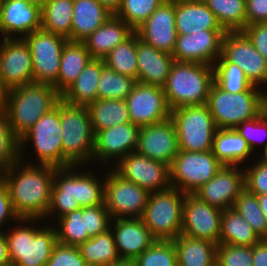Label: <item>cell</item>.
Listing matches in <instances>:
<instances>
[{
	"label": "cell",
	"mask_w": 267,
	"mask_h": 266,
	"mask_svg": "<svg viewBox=\"0 0 267 266\" xmlns=\"http://www.w3.org/2000/svg\"><path fill=\"white\" fill-rule=\"evenodd\" d=\"M56 169L19 160L0 177L9 191L13 210L20 219L46 218Z\"/></svg>",
	"instance_id": "1"
},
{
	"label": "cell",
	"mask_w": 267,
	"mask_h": 266,
	"mask_svg": "<svg viewBox=\"0 0 267 266\" xmlns=\"http://www.w3.org/2000/svg\"><path fill=\"white\" fill-rule=\"evenodd\" d=\"M81 167L70 166L55 170L46 222L51 217L56 223L58 218L79 208L104 204L105 177L99 179L100 176L93 170L82 171Z\"/></svg>",
	"instance_id": "2"
},
{
	"label": "cell",
	"mask_w": 267,
	"mask_h": 266,
	"mask_svg": "<svg viewBox=\"0 0 267 266\" xmlns=\"http://www.w3.org/2000/svg\"><path fill=\"white\" fill-rule=\"evenodd\" d=\"M61 100L51 84L29 83L6 92L0 108L7 114L13 133L20 138Z\"/></svg>",
	"instance_id": "3"
},
{
	"label": "cell",
	"mask_w": 267,
	"mask_h": 266,
	"mask_svg": "<svg viewBox=\"0 0 267 266\" xmlns=\"http://www.w3.org/2000/svg\"><path fill=\"white\" fill-rule=\"evenodd\" d=\"M213 82V66L174 61L163 87L170 110L206 104Z\"/></svg>",
	"instance_id": "4"
},
{
	"label": "cell",
	"mask_w": 267,
	"mask_h": 266,
	"mask_svg": "<svg viewBox=\"0 0 267 266\" xmlns=\"http://www.w3.org/2000/svg\"><path fill=\"white\" fill-rule=\"evenodd\" d=\"M34 222L41 223L40 219H20V226L5 231L11 266H45L51 257L57 244L56 229L47 224L37 227Z\"/></svg>",
	"instance_id": "5"
},
{
	"label": "cell",
	"mask_w": 267,
	"mask_h": 266,
	"mask_svg": "<svg viewBox=\"0 0 267 266\" xmlns=\"http://www.w3.org/2000/svg\"><path fill=\"white\" fill-rule=\"evenodd\" d=\"M64 167L93 163L94 132L87 106L59 101ZM88 166H86V165Z\"/></svg>",
	"instance_id": "6"
},
{
	"label": "cell",
	"mask_w": 267,
	"mask_h": 266,
	"mask_svg": "<svg viewBox=\"0 0 267 266\" xmlns=\"http://www.w3.org/2000/svg\"><path fill=\"white\" fill-rule=\"evenodd\" d=\"M260 89V90H259ZM256 86L240 93H230L213 82L206 105L218 129H235L264 110V89Z\"/></svg>",
	"instance_id": "7"
},
{
	"label": "cell",
	"mask_w": 267,
	"mask_h": 266,
	"mask_svg": "<svg viewBox=\"0 0 267 266\" xmlns=\"http://www.w3.org/2000/svg\"><path fill=\"white\" fill-rule=\"evenodd\" d=\"M185 196L174 187L150 193L141 219L157 240H173L181 234Z\"/></svg>",
	"instance_id": "8"
},
{
	"label": "cell",
	"mask_w": 267,
	"mask_h": 266,
	"mask_svg": "<svg viewBox=\"0 0 267 266\" xmlns=\"http://www.w3.org/2000/svg\"><path fill=\"white\" fill-rule=\"evenodd\" d=\"M177 131L179 150L206 152L213 149L217 127L206 104L171 110Z\"/></svg>",
	"instance_id": "9"
},
{
	"label": "cell",
	"mask_w": 267,
	"mask_h": 266,
	"mask_svg": "<svg viewBox=\"0 0 267 266\" xmlns=\"http://www.w3.org/2000/svg\"><path fill=\"white\" fill-rule=\"evenodd\" d=\"M222 165L212 150L206 152L179 150L169 166L171 187L192 194L211 180Z\"/></svg>",
	"instance_id": "10"
},
{
	"label": "cell",
	"mask_w": 267,
	"mask_h": 266,
	"mask_svg": "<svg viewBox=\"0 0 267 266\" xmlns=\"http://www.w3.org/2000/svg\"><path fill=\"white\" fill-rule=\"evenodd\" d=\"M104 185V205L111 219L141 218L150 192L124 179L112 167L106 171Z\"/></svg>",
	"instance_id": "11"
},
{
	"label": "cell",
	"mask_w": 267,
	"mask_h": 266,
	"mask_svg": "<svg viewBox=\"0 0 267 266\" xmlns=\"http://www.w3.org/2000/svg\"><path fill=\"white\" fill-rule=\"evenodd\" d=\"M32 56L33 82L54 85L60 70V59L67 38L38 29L23 38Z\"/></svg>",
	"instance_id": "12"
},
{
	"label": "cell",
	"mask_w": 267,
	"mask_h": 266,
	"mask_svg": "<svg viewBox=\"0 0 267 266\" xmlns=\"http://www.w3.org/2000/svg\"><path fill=\"white\" fill-rule=\"evenodd\" d=\"M221 55L241 68L253 86L267 88V61L242 31L225 32Z\"/></svg>",
	"instance_id": "13"
},
{
	"label": "cell",
	"mask_w": 267,
	"mask_h": 266,
	"mask_svg": "<svg viewBox=\"0 0 267 266\" xmlns=\"http://www.w3.org/2000/svg\"><path fill=\"white\" fill-rule=\"evenodd\" d=\"M113 165V169L120 176L150 193L171 187L169 166L163 162L133 152Z\"/></svg>",
	"instance_id": "14"
},
{
	"label": "cell",
	"mask_w": 267,
	"mask_h": 266,
	"mask_svg": "<svg viewBox=\"0 0 267 266\" xmlns=\"http://www.w3.org/2000/svg\"><path fill=\"white\" fill-rule=\"evenodd\" d=\"M130 121L139 128L170 118L163 88L137 82L125 99Z\"/></svg>",
	"instance_id": "15"
},
{
	"label": "cell",
	"mask_w": 267,
	"mask_h": 266,
	"mask_svg": "<svg viewBox=\"0 0 267 266\" xmlns=\"http://www.w3.org/2000/svg\"><path fill=\"white\" fill-rule=\"evenodd\" d=\"M222 165L217 174L192 193L199 200L222 210L233 208L245 189V166ZM240 168V169H239Z\"/></svg>",
	"instance_id": "16"
},
{
	"label": "cell",
	"mask_w": 267,
	"mask_h": 266,
	"mask_svg": "<svg viewBox=\"0 0 267 266\" xmlns=\"http://www.w3.org/2000/svg\"><path fill=\"white\" fill-rule=\"evenodd\" d=\"M222 213L221 208L209 205L193 194H186L181 234L219 244Z\"/></svg>",
	"instance_id": "17"
},
{
	"label": "cell",
	"mask_w": 267,
	"mask_h": 266,
	"mask_svg": "<svg viewBox=\"0 0 267 266\" xmlns=\"http://www.w3.org/2000/svg\"><path fill=\"white\" fill-rule=\"evenodd\" d=\"M0 75L4 88L20 87L33 82L30 49L24 39L0 38Z\"/></svg>",
	"instance_id": "18"
},
{
	"label": "cell",
	"mask_w": 267,
	"mask_h": 266,
	"mask_svg": "<svg viewBox=\"0 0 267 266\" xmlns=\"http://www.w3.org/2000/svg\"><path fill=\"white\" fill-rule=\"evenodd\" d=\"M139 131L140 128L132 122L98 131L94 136L93 162L112 165L111 160L116 164L125 155L135 152Z\"/></svg>",
	"instance_id": "19"
},
{
	"label": "cell",
	"mask_w": 267,
	"mask_h": 266,
	"mask_svg": "<svg viewBox=\"0 0 267 266\" xmlns=\"http://www.w3.org/2000/svg\"><path fill=\"white\" fill-rule=\"evenodd\" d=\"M135 152L170 166L179 153L177 131L172 119L141 127Z\"/></svg>",
	"instance_id": "20"
},
{
	"label": "cell",
	"mask_w": 267,
	"mask_h": 266,
	"mask_svg": "<svg viewBox=\"0 0 267 266\" xmlns=\"http://www.w3.org/2000/svg\"><path fill=\"white\" fill-rule=\"evenodd\" d=\"M225 30H201L188 35H177L172 56L177 62L211 65L221 55Z\"/></svg>",
	"instance_id": "21"
},
{
	"label": "cell",
	"mask_w": 267,
	"mask_h": 266,
	"mask_svg": "<svg viewBox=\"0 0 267 266\" xmlns=\"http://www.w3.org/2000/svg\"><path fill=\"white\" fill-rule=\"evenodd\" d=\"M134 32L144 43L172 54L177 40L175 2L165 0Z\"/></svg>",
	"instance_id": "22"
},
{
	"label": "cell",
	"mask_w": 267,
	"mask_h": 266,
	"mask_svg": "<svg viewBox=\"0 0 267 266\" xmlns=\"http://www.w3.org/2000/svg\"><path fill=\"white\" fill-rule=\"evenodd\" d=\"M38 29H41V8L38 5L26 0L0 1L1 38L23 39Z\"/></svg>",
	"instance_id": "23"
},
{
	"label": "cell",
	"mask_w": 267,
	"mask_h": 266,
	"mask_svg": "<svg viewBox=\"0 0 267 266\" xmlns=\"http://www.w3.org/2000/svg\"><path fill=\"white\" fill-rule=\"evenodd\" d=\"M110 230L122 258L136 259L157 240L141 218L112 219Z\"/></svg>",
	"instance_id": "24"
},
{
	"label": "cell",
	"mask_w": 267,
	"mask_h": 266,
	"mask_svg": "<svg viewBox=\"0 0 267 266\" xmlns=\"http://www.w3.org/2000/svg\"><path fill=\"white\" fill-rule=\"evenodd\" d=\"M136 56L138 63L137 82L163 88L175 61L172 54L144 43L137 35Z\"/></svg>",
	"instance_id": "25"
},
{
	"label": "cell",
	"mask_w": 267,
	"mask_h": 266,
	"mask_svg": "<svg viewBox=\"0 0 267 266\" xmlns=\"http://www.w3.org/2000/svg\"><path fill=\"white\" fill-rule=\"evenodd\" d=\"M134 30L122 19L112 15L82 42L92 59H104L118 44L128 39Z\"/></svg>",
	"instance_id": "26"
},
{
	"label": "cell",
	"mask_w": 267,
	"mask_h": 266,
	"mask_svg": "<svg viewBox=\"0 0 267 266\" xmlns=\"http://www.w3.org/2000/svg\"><path fill=\"white\" fill-rule=\"evenodd\" d=\"M175 26L177 35L201 30H224L204 1L175 2Z\"/></svg>",
	"instance_id": "27"
},
{
	"label": "cell",
	"mask_w": 267,
	"mask_h": 266,
	"mask_svg": "<svg viewBox=\"0 0 267 266\" xmlns=\"http://www.w3.org/2000/svg\"><path fill=\"white\" fill-rule=\"evenodd\" d=\"M112 15L98 0H73L71 41L82 42Z\"/></svg>",
	"instance_id": "28"
},
{
	"label": "cell",
	"mask_w": 267,
	"mask_h": 266,
	"mask_svg": "<svg viewBox=\"0 0 267 266\" xmlns=\"http://www.w3.org/2000/svg\"><path fill=\"white\" fill-rule=\"evenodd\" d=\"M104 66V60L91 59L77 79L61 95V99L69 104L80 106H88L95 102L99 78Z\"/></svg>",
	"instance_id": "29"
},
{
	"label": "cell",
	"mask_w": 267,
	"mask_h": 266,
	"mask_svg": "<svg viewBox=\"0 0 267 266\" xmlns=\"http://www.w3.org/2000/svg\"><path fill=\"white\" fill-rule=\"evenodd\" d=\"M180 266H216L217 244L179 234L172 240Z\"/></svg>",
	"instance_id": "30"
},
{
	"label": "cell",
	"mask_w": 267,
	"mask_h": 266,
	"mask_svg": "<svg viewBox=\"0 0 267 266\" xmlns=\"http://www.w3.org/2000/svg\"><path fill=\"white\" fill-rule=\"evenodd\" d=\"M213 154L223 165H241L255 153L246 140L233 128L217 129L214 135Z\"/></svg>",
	"instance_id": "31"
},
{
	"label": "cell",
	"mask_w": 267,
	"mask_h": 266,
	"mask_svg": "<svg viewBox=\"0 0 267 266\" xmlns=\"http://www.w3.org/2000/svg\"><path fill=\"white\" fill-rule=\"evenodd\" d=\"M92 59L83 42L68 41L62 51L57 82L53 85L62 95Z\"/></svg>",
	"instance_id": "32"
},
{
	"label": "cell",
	"mask_w": 267,
	"mask_h": 266,
	"mask_svg": "<svg viewBox=\"0 0 267 266\" xmlns=\"http://www.w3.org/2000/svg\"><path fill=\"white\" fill-rule=\"evenodd\" d=\"M29 143L31 145L29 147L33 145L39 165H49L56 168L64 167L61 135H22L19 138V155L23 162L25 161L24 151Z\"/></svg>",
	"instance_id": "33"
},
{
	"label": "cell",
	"mask_w": 267,
	"mask_h": 266,
	"mask_svg": "<svg viewBox=\"0 0 267 266\" xmlns=\"http://www.w3.org/2000/svg\"><path fill=\"white\" fill-rule=\"evenodd\" d=\"M87 108L94 135L103 129L131 122L125 100L97 99Z\"/></svg>",
	"instance_id": "34"
},
{
	"label": "cell",
	"mask_w": 267,
	"mask_h": 266,
	"mask_svg": "<svg viewBox=\"0 0 267 266\" xmlns=\"http://www.w3.org/2000/svg\"><path fill=\"white\" fill-rule=\"evenodd\" d=\"M260 240L251 225L235 209L223 210L219 243L233 246H253Z\"/></svg>",
	"instance_id": "35"
},
{
	"label": "cell",
	"mask_w": 267,
	"mask_h": 266,
	"mask_svg": "<svg viewBox=\"0 0 267 266\" xmlns=\"http://www.w3.org/2000/svg\"><path fill=\"white\" fill-rule=\"evenodd\" d=\"M73 0H48L41 8V28L71 41Z\"/></svg>",
	"instance_id": "36"
},
{
	"label": "cell",
	"mask_w": 267,
	"mask_h": 266,
	"mask_svg": "<svg viewBox=\"0 0 267 266\" xmlns=\"http://www.w3.org/2000/svg\"><path fill=\"white\" fill-rule=\"evenodd\" d=\"M79 249L87 266H105L119 258L110 229L91 237Z\"/></svg>",
	"instance_id": "37"
},
{
	"label": "cell",
	"mask_w": 267,
	"mask_h": 266,
	"mask_svg": "<svg viewBox=\"0 0 267 266\" xmlns=\"http://www.w3.org/2000/svg\"><path fill=\"white\" fill-rule=\"evenodd\" d=\"M225 31H242L246 26V0H205Z\"/></svg>",
	"instance_id": "38"
},
{
	"label": "cell",
	"mask_w": 267,
	"mask_h": 266,
	"mask_svg": "<svg viewBox=\"0 0 267 266\" xmlns=\"http://www.w3.org/2000/svg\"><path fill=\"white\" fill-rule=\"evenodd\" d=\"M137 34L134 32L123 43L118 44L103 59L105 65L119 74L127 75L137 80Z\"/></svg>",
	"instance_id": "39"
},
{
	"label": "cell",
	"mask_w": 267,
	"mask_h": 266,
	"mask_svg": "<svg viewBox=\"0 0 267 266\" xmlns=\"http://www.w3.org/2000/svg\"><path fill=\"white\" fill-rule=\"evenodd\" d=\"M57 221V243L79 247L91 238L86 230L85 207L69 212Z\"/></svg>",
	"instance_id": "40"
},
{
	"label": "cell",
	"mask_w": 267,
	"mask_h": 266,
	"mask_svg": "<svg viewBox=\"0 0 267 266\" xmlns=\"http://www.w3.org/2000/svg\"><path fill=\"white\" fill-rule=\"evenodd\" d=\"M214 82L230 93H240L249 90L253 85L236 64L228 62L222 55L213 64Z\"/></svg>",
	"instance_id": "41"
},
{
	"label": "cell",
	"mask_w": 267,
	"mask_h": 266,
	"mask_svg": "<svg viewBox=\"0 0 267 266\" xmlns=\"http://www.w3.org/2000/svg\"><path fill=\"white\" fill-rule=\"evenodd\" d=\"M99 79L97 99L125 100L137 83L136 79L119 74L106 65L101 70Z\"/></svg>",
	"instance_id": "42"
},
{
	"label": "cell",
	"mask_w": 267,
	"mask_h": 266,
	"mask_svg": "<svg viewBox=\"0 0 267 266\" xmlns=\"http://www.w3.org/2000/svg\"><path fill=\"white\" fill-rule=\"evenodd\" d=\"M233 209L242 215L260 239H267V224L256 194L245 188L237 197Z\"/></svg>",
	"instance_id": "43"
},
{
	"label": "cell",
	"mask_w": 267,
	"mask_h": 266,
	"mask_svg": "<svg viewBox=\"0 0 267 266\" xmlns=\"http://www.w3.org/2000/svg\"><path fill=\"white\" fill-rule=\"evenodd\" d=\"M19 160V138L13 133L7 114L0 108V177Z\"/></svg>",
	"instance_id": "44"
},
{
	"label": "cell",
	"mask_w": 267,
	"mask_h": 266,
	"mask_svg": "<svg viewBox=\"0 0 267 266\" xmlns=\"http://www.w3.org/2000/svg\"><path fill=\"white\" fill-rule=\"evenodd\" d=\"M165 0H122L119 11L115 14L133 30L145 22Z\"/></svg>",
	"instance_id": "45"
},
{
	"label": "cell",
	"mask_w": 267,
	"mask_h": 266,
	"mask_svg": "<svg viewBox=\"0 0 267 266\" xmlns=\"http://www.w3.org/2000/svg\"><path fill=\"white\" fill-rule=\"evenodd\" d=\"M135 260L138 266H176L174 243L172 240H156Z\"/></svg>",
	"instance_id": "46"
},
{
	"label": "cell",
	"mask_w": 267,
	"mask_h": 266,
	"mask_svg": "<svg viewBox=\"0 0 267 266\" xmlns=\"http://www.w3.org/2000/svg\"><path fill=\"white\" fill-rule=\"evenodd\" d=\"M236 131L246 140L251 151L254 153L258 145H267V112L264 109L255 118L242 122L236 128ZM263 136V137H262ZM260 143V144H259Z\"/></svg>",
	"instance_id": "47"
},
{
	"label": "cell",
	"mask_w": 267,
	"mask_h": 266,
	"mask_svg": "<svg viewBox=\"0 0 267 266\" xmlns=\"http://www.w3.org/2000/svg\"><path fill=\"white\" fill-rule=\"evenodd\" d=\"M252 246L217 244V266H252Z\"/></svg>",
	"instance_id": "48"
},
{
	"label": "cell",
	"mask_w": 267,
	"mask_h": 266,
	"mask_svg": "<svg viewBox=\"0 0 267 266\" xmlns=\"http://www.w3.org/2000/svg\"><path fill=\"white\" fill-rule=\"evenodd\" d=\"M111 216L104 204L85 207L86 230L94 237L110 229Z\"/></svg>",
	"instance_id": "49"
},
{
	"label": "cell",
	"mask_w": 267,
	"mask_h": 266,
	"mask_svg": "<svg viewBox=\"0 0 267 266\" xmlns=\"http://www.w3.org/2000/svg\"><path fill=\"white\" fill-rule=\"evenodd\" d=\"M45 266H87V264L79 247L57 243Z\"/></svg>",
	"instance_id": "50"
},
{
	"label": "cell",
	"mask_w": 267,
	"mask_h": 266,
	"mask_svg": "<svg viewBox=\"0 0 267 266\" xmlns=\"http://www.w3.org/2000/svg\"><path fill=\"white\" fill-rule=\"evenodd\" d=\"M254 165L244 170L245 188L256 195L267 194V163L254 159Z\"/></svg>",
	"instance_id": "51"
},
{
	"label": "cell",
	"mask_w": 267,
	"mask_h": 266,
	"mask_svg": "<svg viewBox=\"0 0 267 266\" xmlns=\"http://www.w3.org/2000/svg\"><path fill=\"white\" fill-rule=\"evenodd\" d=\"M61 135L59 102L52 110L45 113L23 135Z\"/></svg>",
	"instance_id": "52"
},
{
	"label": "cell",
	"mask_w": 267,
	"mask_h": 266,
	"mask_svg": "<svg viewBox=\"0 0 267 266\" xmlns=\"http://www.w3.org/2000/svg\"><path fill=\"white\" fill-rule=\"evenodd\" d=\"M242 32L267 61V22L247 25Z\"/></svg>",
	"instance_id": "53"
},
{
	"label": "cell",
	"mask_w": 267,
	"mask_h": 266,
	"mask_svg": "<svg viewBox=\"0 0 267 266\" xmlns=\"http://www.w3.org/2000/svg\"><path fill=\"white\" fill-rule=\"evenodd\" d=\"M9 220H13V222L17 223L20 218L13 210L9 191L0 179V232L4 230V228L2 229V226L5 225L4 223Z\"/></svg>",
	"instance_id": "54"
},
{
	"label": "cell",
	"mask_w": 267,
	"mask_h": 266,
	"mask_svg": "<svg viewBox=\"0 0 267 266\" xmlns=\"http://www.w3.org/2000/svg\"><path fill=\"white\" fill-rule=\"evenodd\" d=\"M267 22V0H246V23Z\"/></svg>",
	"instance_id": "55"
},
{
	"label": "cell",
	"mask_w": 267,
	"mask_h": 266,
	"mask_svg": "<svg viewBox=\"0 0 267 266\" xmlns=\"http://www.w3.org/2000/svg\"><path fill=\"white\" fill-rule=\"evenodd\" d=\"M252 266H267V239L252 246Z\"/></svg>",
	"instance_id": "56"
},
{
	"label": "cell",
	"mask_w": 267,
	"mask_h": 266,
	"mask_svg": "<svg viewBox=\"0 0 267 266\" xmlns=\"http://www.w3.org/2000/svg\"><path fill=\"white\" fill-rule=\"evenodd\" d=\"M0 266H11L5 231L0 232Z\"/></svg>",
	"instance_id": "57"
},
{
	"label": "cell",
	"mask_w": 267,
	"mask_h": 266,
	"mask_svg": "<svg viewBox=\"0 0 267 266\" xmlns=\"http://www.w3.org/2000/svg\"><path fill=\"white\" fill-rule=\"evenodd\" d=\"M111 14L115 15L121 6L122 0H98Z\"/></svg>",
	"instance_id": "58"
},
{
	"label": "cell",
	"mask_w": 267,
	"mask_h": 266,
	"mask_svg": "<svg viewBox=\"0 0 267 266\" xmlns=\"http://www.w3.org/2000/svg\"><path fill=\"white\" fill-rule=\"evenodd\" d=\"M105 266H138L135 259L119 257L114 262H111Z\"/></svg>",
	"instance_id": "59"
},
{
	"label": "cell",
	"mask_w": 267,
	"mask_h": 266,
	"mask_svg": "<svg viewBox=\"0 0 267 266\" xmlns=\"http://www.w3.org/2000/svg\"><path fill=\"white\" fill-rule=\"evenodd\" d=\"M259 206L264 214L266 224H267V194L257 195Z\"/></svg>",
	"instance_id": "60"
},
{
	"label": "cell",
	"mask_w": 267,
	"mask_h": 266,
	"mask_svg": "<svg viewBox=\"0 0 267 266\" xmlns=\"http://www.w3.org/2000/svg\"><path fill=\"white\" fill-rule=\"evenodd\" d=\"M262 150L263 152L261 151L262 154L259 155L260 158L258 157V160L263 163H267V145L264 148H262Z\"/></svg>",
	"instance_id": "61"
},
{
	"label": "cell",
	"mask_w": 267,
	"mask_h": 266,
	"mask_svg": "<svg viewBox=\"0 0 267 266\" xmlns=\"http://www.w3.org/2000/svg\"><path fill=\"white\" fill-rule=\"evenodd\" d=\"M6 92H7V90L3 86L1 75H0V104H1V102L5 96Z\"/></svg>",
	"instance_id": "62"
},
{
	"label": "cell",
	"mask_w": 267,
	"mask_h": 266,
	"mask_svg": "<svg viewBox=\"0 0 267 266\" xmlns=\"http://www.w3.org/2000/svg\"><path fill=\"white\" fill-rule=\"evenodd\" d=\"M26 1L38 5L40 8H42L48 0H26Z\"/></svg>",
	"instance_id": "63"
},
{
	"label": "cell",
	"mask_w": 267,
	"mask_h": 266,
	"mask_svg": "<svg viewBox=\"0 0 267 266\" xmlns=\"http://www.w3.org/2000/svg\"><path fill=\"white\" fill-rule=\"evenodd\" d=\"M170 1H173V2H202L205 0H170Z\"/></svg>",
	"instance_id": "64"
},
{
	"label": "cell",
	"mask_w": 267,
	"mask_h": 266,
	"mask_svg": "<svg viewBox=\"0 0 267 266\" xmlns=\"http://www.w3.org/2000/svg\"><path fill=\"white\" fill-rule=\"evenodd\" d=\"M264 109L267 112V89L264 90Z\"/></svg>",
	"instance_id": "65"
}]
</instances>
